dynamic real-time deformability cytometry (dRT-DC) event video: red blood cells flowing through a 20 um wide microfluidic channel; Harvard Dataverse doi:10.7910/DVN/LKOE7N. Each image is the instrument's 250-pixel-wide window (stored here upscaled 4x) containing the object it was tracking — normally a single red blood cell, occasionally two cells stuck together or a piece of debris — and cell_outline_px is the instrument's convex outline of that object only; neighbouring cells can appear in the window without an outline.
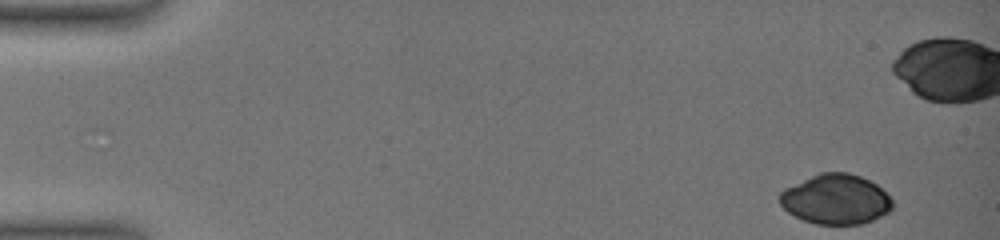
{"species": "common noctule bat (a hibernating species)", "species_latin": "Nyctalus noctula", "temperature_condition": "warm", "stored_images_in_passage": 10, "camera_frame_rate_fps": 3000, "um_per_image_px": 0.085, "animal": {"sex": "female", "body_mass_g": 19.0, "forearm_length_mm": 51.5}, "frame": {"image": 1, "passage_image": 1, "time_ms": 0.0, "image_size_px": [1000, 240], "cell_outline_px": [[892, 208], [888, 212], [864, 224], [816, 224], [804, 220], [788, 212], [780, 204], [776, 196], [784, 188], [820, 172], [848, 172], [860, 176], [876, 184], [892, 200]], "centroid_in_image_um": [71.0, 16.93], "position_along_channel_um": 14.0, "area_um2": 32.77}}